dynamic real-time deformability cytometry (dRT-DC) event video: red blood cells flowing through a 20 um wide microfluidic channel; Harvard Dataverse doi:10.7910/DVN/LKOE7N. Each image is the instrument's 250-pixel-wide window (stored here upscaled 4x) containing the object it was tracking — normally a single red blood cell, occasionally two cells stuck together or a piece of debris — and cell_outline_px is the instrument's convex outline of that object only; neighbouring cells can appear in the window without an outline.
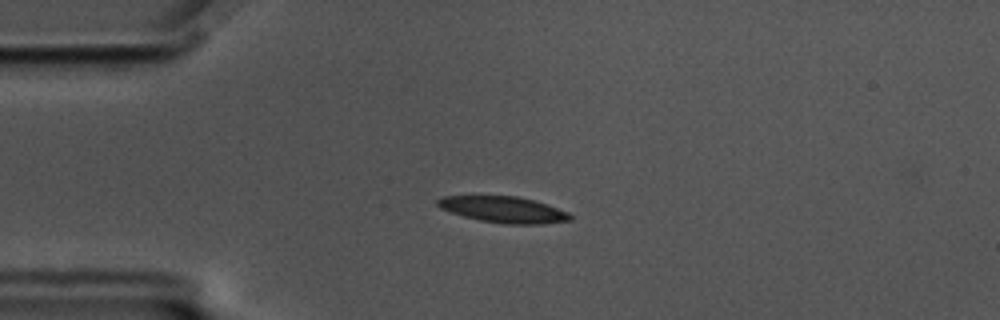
{"species": "common noctule bat (a hibernating species)", "species_latin": "Nyctalus noctula", "temperature_condition": "cold", "stored_images_in_passage": 45, "camera_frame_rate_fps": 3000, "um_per_image_px": 0.085, "animal": {"sex": "male", "body_mass_g": 17.5, "forearm_length_mm": 52.3}, "frame": {"image": 1, "passage_image": 1, "time_ms": 0.0, "image_size_px": [1000, 320], "cell_outline_px": [[572, 220], [544, 224], [504, 224], [480, 220], [464, 216], [440, 208], [436, 204], [436, 200], [444, 196], [516, 196], [532, 200], [568, 212], [572, 216]], "centroid_in_image_um": [42.79, 17.82], "position_along_channel_um": 42.2, "area_um2": 20.0}}
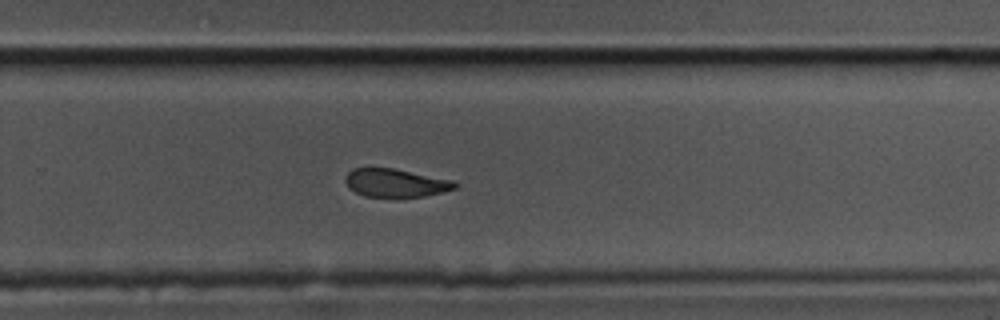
{"frame": {"image": 2, "passage_image": 25, "time_ms": 8.0, "image_size_px": [1000, 320], "cell_outline_px": [[460, 184], [456, 188], [424, 196], [364, 196], [348, 188], [344, 180], [344, 176], [352, 168], [392, 168], [452, 180]], "centroid_in_image_um": [33.58, 15.53], "position_along_channel_um": 296.2, "area_um2": 17.8}}
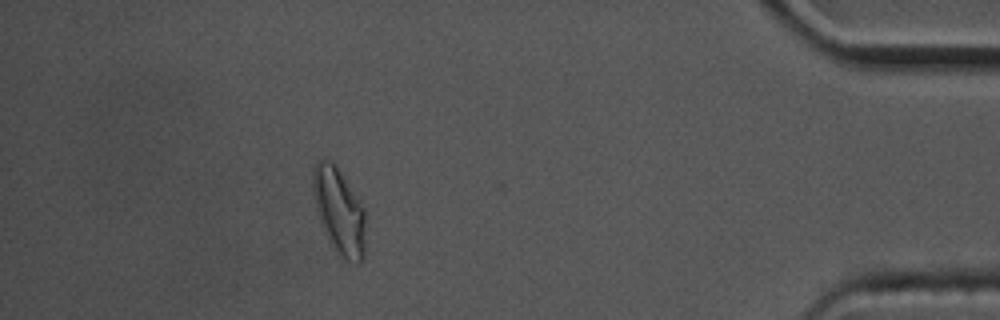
{"frame": {"image": 3, "passage_image": 39, "time_ms": 12.667, "image_size_px": [1000, 320], "cell_outline_px": [[364, 256], [356, 264], [340, 256], [332, 248], [320, 224], [316, 212], [312, 192], [312, 172], [316, 160], [332, 160], [336, 164], [360, 204], [364, 212]], "centroid_in_image_um": [28.76, 17.93], "position_along_channel_um": 406.4, "area_um2": 26.36}, "authors_computed_cell_mechanics": {"area_um2": 20.4034, "velocity_mm_per_s": 3.4527, "shape_relaxation_time_tau1_ms": 4.319, "shape_relaxation_time_tau2_ms": 2.3675, "deformation_change_tau1": 0.1304, "deformation_change_tau2": 0.0762}}